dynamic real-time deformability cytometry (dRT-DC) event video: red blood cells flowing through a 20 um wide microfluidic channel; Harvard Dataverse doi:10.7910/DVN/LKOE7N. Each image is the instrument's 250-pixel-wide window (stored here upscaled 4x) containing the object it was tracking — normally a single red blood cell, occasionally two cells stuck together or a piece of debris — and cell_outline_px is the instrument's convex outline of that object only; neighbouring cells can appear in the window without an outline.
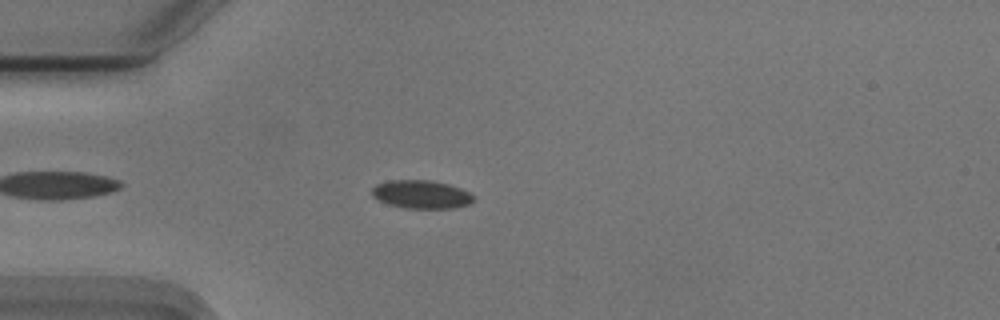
{"species": "Egyptian fruit bat (a non-hibernating species)", "species_latin": "Rousettus aegyptiacus", "temperature_condition": "cold", "stored_images_in_passage": 31, "camera_frame_rate_fps": 3000, "um_per_image_px": 0.085, "animal": {"sex": "male"}, "frame": {"image": 1, "passage_image": 5, "time_ms": 1.333, "image_size_px": [1000, 320], "cell_outline_px": [[476, 200], [472, 204], [452, 208], [404, 208], [388, 204], [372, 196], [372, 188], [376, 184], [388, 180], [432, 180], [448, 184], [460, 188], [476, 196]], "centroid_in_image_um": [35.85, 16.52], "position_along_channel_um": 49.1, "area_um2": 16.94}}
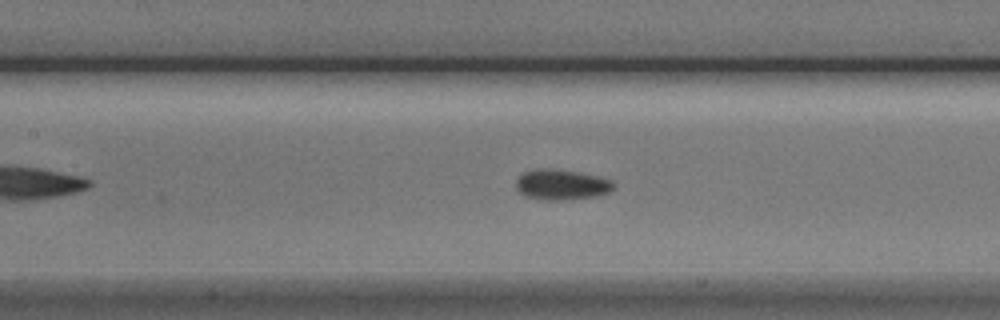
{"frame": {"image": 2, "passage_image": 15, "time_ms": 4.667, "image_size_px": [1000, 320], "cell_outline_px": [[616, 184], [608, 192], [596, 196], [560, 200], [548, 200], [524, 196], [516, 188], [516, 180], [524, 172], [576, 172], [596, 176], [612, 180]], "centroid_in_image_um": [47.77, 15.76], "position_along_channel_um": 159.6, "area_um2": 16.18}}
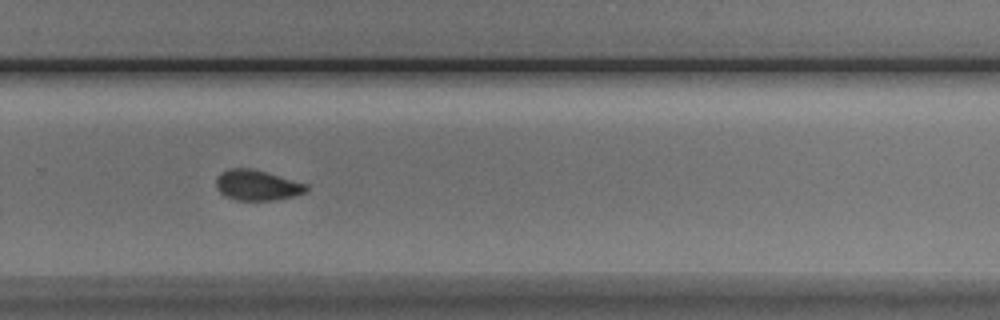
{"frame": {"image": 3, "passage_image": 27, "time_ms": 8.667, "image_size_px": [1000, 320], "cell_outline_px": [[308, 192], [276, 200], [236, 200], [224, 196], [216, 188], [216, 176], [220, 172], [228, 168], [252, 168], [268, 172], [308, 184]], "centroid_in_image_um": [21.84, 15.73], "position_along_channel_um": 308.0, "area_um2": 16.3}}